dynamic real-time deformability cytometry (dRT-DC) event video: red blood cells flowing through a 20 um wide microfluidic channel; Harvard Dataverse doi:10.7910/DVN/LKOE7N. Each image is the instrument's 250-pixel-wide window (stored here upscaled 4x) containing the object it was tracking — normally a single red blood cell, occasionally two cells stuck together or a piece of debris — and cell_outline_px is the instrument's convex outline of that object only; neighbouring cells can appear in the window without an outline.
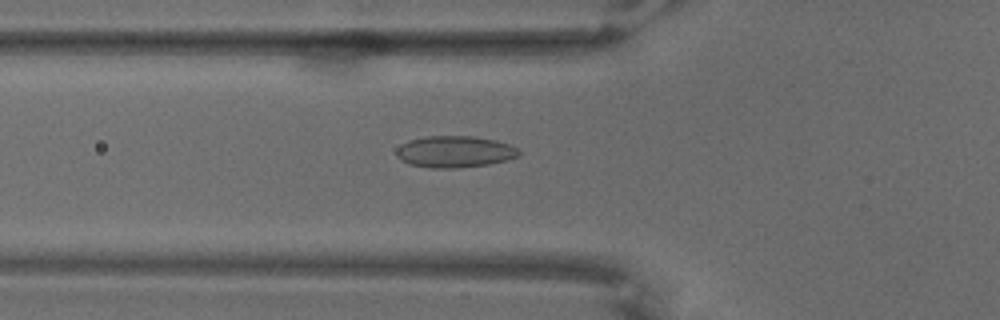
{"species": "common noctule bat (a hibernating species)", "species_latin": "Nyctalus noctula", "temperature_condition": "warm", "stored_images_in_passage": 50, "camera_frame_rate_fps": 3000, "um_per_image_px": 0.085, "animal": {"sex": "male", "body_mass_g": 18.8}, "frame": {"image": 1, "passage_image": 8, "time_ms": 2.333, "image_size_px": [1000, 320], "cell_outline_px": [[520, 156], [508, 160], [488, 164], [456, 168], [432, 168], [412, 164], [400, 160], [396, 156], [396, 148], [400, 144], [408, 140], [424, 136], [476, 136], [496, 140], [520, 148]], "centroid_in_image_um": [38.66, 12.88], "position_along_channel_um": 87.1, "area_um2": 22.83}}
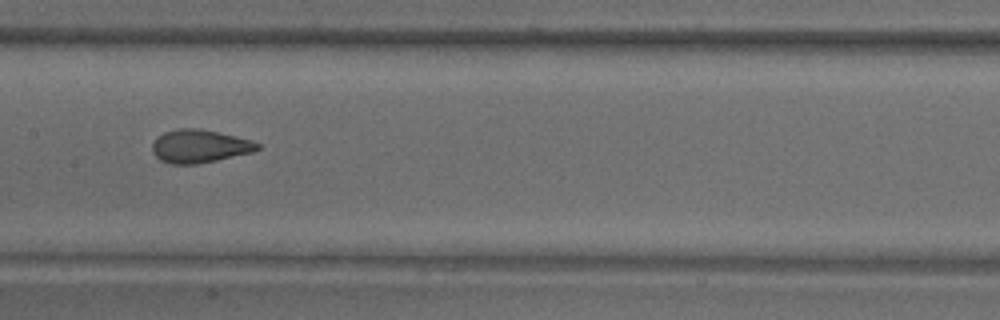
{"frame": {"image": 2, "passage_image": 18, "time_ms": 5.667, "image_size_px": [1000, 320], "cell_outline_px": [[260, 148], [252, 152], [216, 160], [196, 164], [172, 164], [160, 160], [152, 152], [152, 144], [164, 132], [180, 128], [200, 128], [236, 136], [252, 140], [260, 144]], "centroid_in_image_um": [16.97, 12.42], "position_along_channel_um": 190.4, "area_um2": 20.17}}
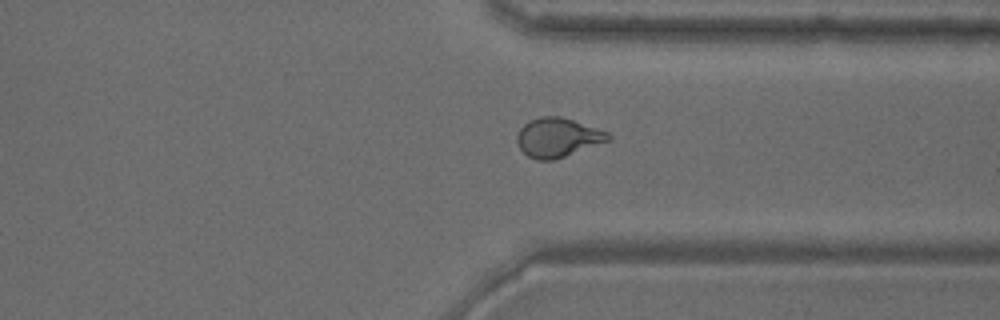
{"frame": {"image": 3, "passage_image": 35, "time_ms": 11.333, "image_size_px": [1000, 320], "cell_outline_px": [[612, 136], [608, 140], [556, 160], [536, 160], [528, 156], [520, 148], [516, 140], [516, 136], [520, 128], [524, 124], [540, 116], [560, 116], [608, 132]], "centroid_in_image_um": [47.37, 11.7], "position_along_channel_um": 364.0, "area_um2": 20.58}}